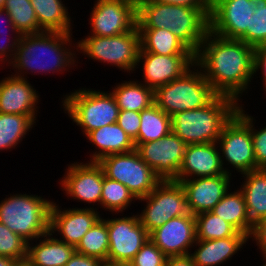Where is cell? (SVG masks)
I'll return each instance as SVG.
<instances>
[{
    "label": "cell",
    "mask_w": 266,
    "mask_h": 266,
    "mask_svg": "<svg viewBox=\"0 0 266 266\" xmlns=\"http://www.w3.org/2000/svg\"><path fill=\"white\" fill-rule=\"evenodd\" d=\"M195 64L218 95L229 96L240 104L242 96L252 89L254 48L241 40L209 30L195 54Z\"/></svg>",
    "instance_id": "1"
},
{
    "label": "cell",
    "mask_w": 266,
    "mask_h": 266,
    "mask_svg": "<svg viewBox=\"0 0 266 266\" xmlns=\"http://www.w3.org/2000/svg\"><path fill=\"white\" fill-rule=\"evenodd\" d=\"M73 36V33L45 31L21 35L15 58L9 65L15 72L12 74L26 78L30 72L32 75H62L64 71H72V67L78 66L80 58L77 57V42Z\"/></svg>",
    "instance_id": "2"
},
{
    "label": "cell",
    "mask_w": 266,
    "mask_h": 266,
    "mask_svg": "<svg viewBox=\"0 0 266 266\" xmlns=\"http://www.w3.org/2000/svg\"><path fill=\"white\" fill-rule=\"evenodd\" d=\"M210 10L211 8L139 0L137 27L138 29H168L196 54L210 30Z\"/></svg>",
    "instance_id": "3"
},
{
    "label": "cell",
    "mask_w": 266,
    "mask_h": 266,
    "mask_svg": "<svg viewBox=\"0 0 266 266\" xmlns=\"http://www.w3.org/2000/svg\"><path fill=\"white\" fill-rule=\"evenodd\" d=\"M210 31L257 48L266 45V0H211Z\"/></svg>",
    "instance_id": "4"
},
{
    "label": "cell",
    "mask_w": 266,
    "mask_h": 266,
    "mask_svg": "<svg viewBox=\"0 0 266 266\" xmlns=\"http://www.w3.org/2000/svg\"><path fill=\"white\" fill-rule=\"evenodd\" d=\"M239 106L233 98L217 95L202 108L173 115L172 132L187 145L217 142L223 127L237 113Z\"/></svg>",
    "instance_id": "5"
},
{
    "label": "cell",
    "mask_w": 266,
    "mask_h": 266,
    "mask_svg": "<svg viewBox=\"0 0 266 266\" xmlns=\"http://www.w3.org/2000/svg\"><path fill=\"white\" fill-rule=\"evenodd\" d=\"M9 195L0 201L1 223L27 242L49 233L52 200L30 192Z\"/></svg>",
    "instance_id": "6"
},
{
    "label": "cell",
    "mask_w": 266,
    "mask_h": 266,
    "mask_svg": "<svg viewBox=\"0 0 266 266\" xmlns=\"http://www.w3.org/2000/svg\"><path fill=\"white\" fill-rule=\"evenodd\" d=\"M61 98V107L84 137L91 131L117 122L119 107L110 91L81 87Z\"/></svg>",
    "instance_id": "7"
},
{
    "label": "cell",
    "mask_w": 266,
    "mask_h": 266,
    "mask_svg": "<svg viewBox=\"0 0 266 266\" xmlns=\"http://www.w3.org/2000/svg\"><path fill=\"white\" fill-rule=\"evenodd\" d=\"M218 94L194 64L180 78L154 90V104L170 117L209 104Z\"/></svg>",
    "instance_id": "8"
},
{
    "label": "cell",
    "mask_w": 266,
    "mask_h": 266,
    "mask_svg": "<svg viewBox=\"0 0 266 266\" xmlns=\"http://www.w3.org/2000/svg\"><path fill=\"white\" fill-rule=\"evenodd\" d=\"M140 34L136 26L132 31L112 37L87 35L77 41L78 55L92 59L94 62L115 66L120 71L136 72L140 52ZM81 53V54H80ZM135 71V72H133Z\"/></svg>",
    "instance_id": "9"
},
{
    "label": "cell",
    "mask_w": 266,
    "mask_h": 266,
    "mask_svg": "<svg viewBox=\"0 0 266 266\" xmlns=\"http://www.w3.org/2000/svg\"><path fill=\"white\" fill-rule=\"evenodd\" d=\"M243 107L244 104H240L237 113L223 127L217 140L223 169L229 175L235 170V173L241 175L257 170L252 145L251 114Z\"/></svg>",
    "instance_id": "10"
},
{
    "label": "cell",
    "mask_w": 266,
    "mask_h": 266,
    "mask_svg": "<svg viewBox=\"0 0 266 266\" xmlns=\"http://www.w3.org/2000/svg\"><path fill=\"white\" fill-rule=\"evenodd\" d=\"M142 201L144 208L137 212L139 222L148 233L179 216L192 215L183 186L174 180L161 181Z\"/></svg>",
    "instance_id": "11"
},
{
    "label": "cell",
    "mask_w": 266,
    "mask_h": 266,
    "mask_svg": "<svg viewBox=\"0 0 266 266\" xmlns=\"http://www.w3.org/2000/svg\"><path fill=\"white\" fill-rule=\"evenodd\" d=\"M97 163L106 177L122 183L137 199L148 196L162 181L136 150L110 154Z\"/></svg>",
    "instance_id": "12"
},
{
    "label": "cell",
    "mask_w": 266,
    "mask_h": 266,
    "mask_svg": "<svg viewBox=\"0 0 266 266\" xmlns=\"http://www.w3.org/2000/svg\"><path fill=\"white\" fill-rule=\"evenodd\" d=\"M114 215L111 219L101 217L108 229V266H127L149 239V233L139 222L137 214L128 217Z\"/></svg>",
    "instance_id": "13"
},
{
    "label": "cell",
    "mask_w": 266,
    "mask_h": 266,
    "mask_svg": "<svg viewBox=\"0 0 266 266\" xmlns=\"http://www.w3.org/2000/svg\"><path fill=\"white\" fill-rule=\"evenodd\" d=\"M91 9L88 35L112 37L132 31L137 26L135 0H95Z\"/></svg>",
    "instance_id": "14"
},
{
    "label": "cell",
    "mask_w": 266,
    "mask_h": 266,
    "mask_svg": "<svg viewBox=\"0 0 266 266\" xmlns=\"http://www.w3.org/2000/svg\"><path fill=\"white\" fill-rule=\"evenodd\" d=\"M86 162L67 164L68 168L66 167L63 177L58 182L59 188L67 198L84 202L88 204L87 208L94 209V206H98L99 209L104 171L97 162Z\"/></svg>",
    "instance_id": "15"
},
{
    "label": "cell",
    "mask_w": 266,
    "mask_h": 266,
    "mask_svg": "<svg viewBox=\"0 0 266 266\" xmlns=\"http://www.w3.org/2000/svg\"><path fill=\"white\" fill-rule=\"evenodd\" d=\"M141 159L162 180L178 176L187 144L172 131L163 138L146 143H134Z\"/></svg>",
    "instance_id": "16"
},
{
    "label": "cell",
    "mask_w": 266,
    "mask_h": 266,
    "mask_svg": "<svg viewBox=\"0 0 266 266\" xmlns=\"http://www.w3.org/2000/svg\"><path fill=\"white\" fill-rule=\"evenodd\" d=\"M101 217L102 215L96 207L94 209L87 208V206L62 209L53 200L50 209L49 232L59 241L76 248L82 237ZM58 236L60 237L58 238Z\"/></svg>",
    "instance_id": "17"
},
{
    "label": "cell",
    "mask_w": 266,
    "mask_h": 266,
    "mask_svg": "<svg viewBox=\"0 0 266 266\" xmlns=\"http://www.w3.org/2000/svg\"><path fill=\"white\" fill-rule=\"evenodd\" d=\"M194 64L195 55H159L139 52L136 70L139 68L142 69L139 71H143L141 73L143 81L139 82L156 90L158 87L180 78Z\"/></svg>",
    "instance_id": "18"
},
{
    "label": "cell",
    "mask_w": 266,
    "mask_h": 266,
    "mask_svg": "<svg viewBox=\"0 0 266 266\" xmlns=\"http://www.w3.org/2000/svg\"><path fill=\"white\" fill-rule=\"evenodd\" d=\"M149 239L166 257L190 255L196 243L195 216H179L149 233Z\"/></svg>",
    "instance_id": "19"
},
{
    "label": "cell",
    "mask_w": 266,
    "mask_h": 266,
    "mask_svg": "<svg viewBox=\"0 0 266 266\" xmlns=\"http://www.w3.org/2000/svg\"><path fill=\"white\" fill-rule=\"evenodd\" d=\"M40 96L27 78L9 74L0 80V113L26 115L38 122Z\"/></svg>",
    "instance_id": "20"
},
{
    "label": "cell",
    "mask_w": 266,
    "mask_h": 266,
    "mask_svg": "<svg viewBox=\"0 0 266 266\" xmlns=\"http://www.w3.org/2000/svg\"><path fill=\"white\" fill-rule=\"evenodd\" d=\"M232 175L198 177L180 182L184 188L192 215L211 211L231 189Z\"/></svg>",
    "instance_id": "21"
},
{
    "label": "cell",
    "mask_w": 266,
    "mask_h": 266,
    "mask_svg": "<svg viewBox=\"0 0 266 266\" xmlns=\"http://www.w3.org/2000/svg\"><path fill=\"white\" fill-rule=\"evenodd\" d=\"M223 174L225 171L217 142L188 144L178 176L174 181Z\"/></svg>",
    "instance_id": "22"
},
{
    "label": "cell",
    "mask_w": 266,
    "mask_h": 266,
    "mask_svg": "<svg viewBox=\"0 0 266 266\" xmlns=\"http://www.w3.org/2000/svg\"><path fill=\"white\" fill-rule=\"evenodd\" d=\"M248 242L249 237L196 240L192 248L193 250L196 249L191 251L190 256L196 266H221V264H226L225 262H231L233 256L242 251Z\"/></svg>",
    "instance_id": "23"
},
{
    "label": "cell",
    "mask_w": 266,
    "mask_h": 266,
    "mask_svg": "<svg viewBox=\"0 0 266 266\" xmlns=\"http://www.w3.org/2000/svg\"><path fill=\"white\" fill-rule=\"evenodd\" d=\"M95 150L90 152L88 162H98L110 154L128 153L135 150L133 139L117 124L113 123L91 131L86 136Z\"/></svg>",
    "instance_id": "24"
},
{
    "label": "cell",
    "mask_w": 266,
    "mask_h": 266,
    "mask_svg": "<svg viewBox=\"0 0 266 266\" xmlns=\"http://www.w3.org/2000/svg\"><path fill=\"white\" fill-rule=\"evenodd\" d=\"M75 251V247L59 241L50 232L27 244V258L34 266H65Z\"/></svg>",
    "instance_id": "25"
},
{
    "label": "cell",
    "mask_w": 266,
    "mask_h": 266,
    "mask_svg": "<svg viewBox=\"0 0 266 266\" xmlns=\"http://www.w3.org/2000/svg\"><path fill=\"white\" fill-rule=\"evenodd\" d=\"M239 189L242 192L250 222L266 218V169L242 174Z\"/></svg>",
    "instance_id": "26"
},
{
    "label": "cell",
    "mask_w": 266,
    "mask_h": 266,
    "mask_svg": "<svg viewBox=\"0 0 266 266\" xmlns=\"http://www.w3.org/2000/svg\"><path fill=\"white\" fill-rule=\"evenodd\" d=\"M39 27L45 32L73 33V17L64 0H30ZM72 17V18H71Z\"/></svg>",
    "instance_id": "27"
},
{
    "label": "cell",
    "mask_w": 266,
    "mask_h": 266,
    "mask_svg": "<svg viewBox=\"0 0 266 266\" xmlns=\"http://www.w3.org/2000/svg\"><path fill=\"white\" fill-rule=\"evenodd\" d=\"M233 191L230 189L220 200V202L211 210L219 218L228 222L238 232L250 236L253 224L250 222L245 199L237 187ZM232 190V191H231Z\"/></svg>",
    "instance_id": "28"
},
{
    "label": "cell",
    "mask_w": 266,
    "mask_h": 266,
    "mask_svg": "<svg viewBox=\"0 0 266 266\" xmlns=\"http://www.w3.org/2000/svg\"><path fill=\"white\" fill-rule=\"evenodd\" d=\"M138 30L140 34V52H150L159 55H195L168 29Z\"/></svg>",
    "instance_id": "29"
},
{
    "label": "cell",
    "mask_w": 266,
    "mask_h": 266,
    "mask_svg": "<svg viewBox=\"0 0 266 266\" xmlns=\"http://www.w3.org/2000/svg\"><path fill=\"white\" fill-rule=\"evenodd\" d=\"M123 82V83H122ZM111 86L110 92L120 110L141 112L154 104V90L137 79L123 81Z\"/></svg>",
    "instance_id": "30"
},
{
    "label": "cell",
    "mask_w": 266,
    "mask_h": 266,
    "mask_svg": "<svg viewBox=\"0 0 266 266\" xmlns=\"http://www.w3.org/2000/svg\"><path fill=\"white\" fill-rule=\"evenodd\" d=\"M36 122L29 116L0 113V152H11L22 143Z\"/></svg>",
    "instance_id": "31"
},
{
    "label": "cell",
    "mask_w": 266,
    "mask_h": 266,
    "mask_svg": "<svg viewBox=\"0 0 266 266\" xmlns=\"http://www.w3.org/2000/svg\"><path fill=\"white\" fill-rule=\"evenodd\" d=\"M171 117L152 104L140 112V127L134 143H146L163 138L172 131Z\"/></svg>",
    "instance_id": "32"
},
{
    "label": "cell",
    "mask_w": 266,
    "mask_h": 266,
    "mask_svg": "<svg viewBox=\"0 0 266 266\" xmlns=\"http://www.w3.org/2000/svg\"><path fill=\"white\" fill-rule=\"evenodd\" d=\"M76 252L95 257L108 266L109 236L107 223L100 218L82 237Z\"/></svg>",
    "instance_id": "33"
},
{
    "label": "cell",
    "mask_w": 266,
    "mask_h": 266,
    "mask_svg": "<svg viewBox=\"0 0 266 266\" xmlns=\"http://www.w3.org/2000/svg\"><path fill=\"white\" fill-rule=\"evenodd\" d=\"M133 201V202H132ZM138 199L130 192V190L122 183L110 179L104 175L103 189L101 193V207L102 210L109 211L113 214H122L129 209ZM125 210V211H124Z\"/></svg>",
    "instance_id": "34"
},
{
    "label": "cell",
    "mask_w": 266,
    "mask_h": 266,
    "mask_svg": "<svg viewBox=\"0 0 266 266\" xmlns=\"http://www.w3.org/2000/svg\"><path fill=\"white\" fill-rule=\"evenodd\" d=\"M196 240H214L228 237H248L238 232L228 222L219 218L211 211L195 215Z\"/></svg>",
    "instance_id": "35"
},
{
    "label": "cell",
    "mask_w": 266,
    "mask_h": 266,
    "mask_svg": "<svg viewBox=\"0 0 266 266\" xmlns=\"http://www.w3.org/2000/svg\"><path fill=\"white\" fill-rule=\"evenodd\" d=\"M4 9L9 13L15 29L21 35L44 32L39 27L30 0H6Z\"/></svg>",
    "instance_id": "36"
},
{
    "label": "cell",
    "mask_w": 266,
    "mask_h": 266,
    "mask_svg": "<svg viewBox=\"0 0 266 266\" xmlns=\"http://www.w3.org/2000/svg\"><path fill=\"white\" fill-rule=\"evenodd\" d=\"M0 21H5L7 24V26H5V28L7 27V31H4V27H0V67H2L1 69L3 70V67L5 69V64L7 69L14 60L21 34L15 29L9 13L4 8L0 9ZM0 26L4 25L0 24ZM8 32L11 35L10 37L8 36Z\"/></svg>",
    "instance_id": "37"
},
{
    "label": "cell",
    "mask_w": 266,
    "mask_h": 266,
    "mask_svg": "<svg viewBox=\"0 0 266 266\" xmlns=\"http://www.w3.org/2000/svg\"><path fill=\"white\" fill-rule=\"evenodd\" d=\"M27 244L20 235L0 222V256L12 260L27 257Z\"/></svg>",
    "instance_id": "38"
},
{
    "label": "cell",
    "mask_w": 266,
    "mask_h": 266,
    "mask_svg": "<svg viewBox=\"0 0 266 266\" xmlns=\"http://www.w3.org/2000/svg\"><path fill=\"white\" fill-rule=\"evenodd\" d=\"M166 256L148 239L127 266H163Z\"/></svg>",
    "instance_id": "39"
},
{
    "label": "cell",
    "mask_w": 266,
    "mask_h": 266,
    "mask_svg": "<svg viewBox=\"0 0 266 266\" xmlns=\"http://www.w3.org/2000/svg\"><path fill=\"white\" fill-rule=\"evenodd\" d=\"M256 119L251 116L252 145L257 165V170L266 169V124L265 127L256 128Z\"/></svg>",
    "instance_id": "40"
},
{
    "label": "cell",
    "mask_w": 266,
    "mask_h": 266,
    "mask_svg": "<svg viewBox=\"0 0 266 266\" xmlns=\"http://www.w3.org/2000/svg\"><path fill=\"white\" fill-rule=\"evenodd\" d=\"M116 123L134 140L139 133L140 112L120 110Z\"/></svg>",
    "instance_id": "41"
},
{
    "label": "cell",
    "mask_w": 266,
    "mask_h": 266,
    "mask_svg": "<svg viewBox=\"0 0 266 266\" xmlns=\"http://www.w3.org/2000/svg\"><path fill=\"white\" fill-rule=\"evenodd\" d=\"M249 241L256 244L258 251L261 252L259 253L262 255L261 257H266V218L257 221L253 225Z\"/></svg>",
    "instance_id": "42"
},
{
    "label": "cell",
    "mask_w": 266,
    "mask_h": 266,
    "mask_svg": "<svg viewBox=\"0 0 266 266\" xmlns=\"http://www.w3.org/2000/svg\"><path fill=\"white\" fill-rule=\"evenodd\" d=\"M254 75L257 76L258 72L262 74L261 78L263 83L264 94H266V45L254 48Z\"/></svg>",
    "instance_id": "43"
},
{
    "label": "cell",
    "mask_w": 266,
    "mask_h": 266,
    "mask_svg": "<svg viewBox=\"0 0 266 266\" xmlns=\"http://www.w3.org/2000/svg\"><path fill=\"white\" fill-rule=\"evenodd\" d=\"M65 266H106V264L95 257H89L75 251Z\"/></svg>",
    "instance_id": "44"
},
{
    "label": "cell",
    "mask_w": 266,
    "mask_h": 266,
    "mask_svg": "<svg viewBox=\"0 0 266 266\" xmlns=\"http://www.w3.org/2000/svg\"><path fill=\"white\" fill-rule=\"evenodd\" d=\"M155 2L183 5L195 8H211V0H153Z\"/></svg>",
    "instance_id": "45"
},
{
    "label": "cell",
    "mask_w": 266,
    "mask_h": 266,
    "mask_svg": "<svg viewBox=\"0 0 266 266\" xmlns=\"http://www.w3.org/2000/svg\"><path fill=\"white\" fill-rule=\"evenodd\" d=\"M165 266H196L190 255L167 257Z\"/></svg>",
    "instance_id": "46"
},
{
    "label": "cell",
    "mask_w": 266,
    "mask_h": 266,
    "mask_svg": "<svg viewBox=\"0 0 266 266\" xmlns=\"http://www.w3.org/2000/svg\"><path fill=\"white\" fill-rule=\"evenodd\" d=\"M11 266H34V264L27 258L15 259Z\"/></svg>",
    "instance_id": "47"
},
{
    "label": "cell",
    "mask_w": 266,
    "mask_h": 266,
    "mask_svg": "<svg viewBox=\"0 0 266 266\" xmlns=\"http://www.w3.org/2000/svg\"><path fill=\"white\" fill-rule=\"evenodd\" d=\"M12 263H13L12 259L0 256V266H11Z\"/></svg>",
    "instance_id": "48"
},
{
    "label": "cell",
    "mask_w": 266,
    "mask_h": 266,
    "mask_svg": "<svg viewBox=\"0 0 266 266\" xmlns=\"http://www.w3.org/2000/svg\"><path fill=\"white\" fill-rule=\"evenodd\" d=\"M6 0H0V9L4 8Z\"/></svg>",
    "instance_id": "49"
},
{
    "label": "cell",
    "mask_w": 266,
    "mask_h": 266,
    "mask_svg": "<svg viewBox=\"0 0 266 266\" xmlns=\"http://www.w3.org/2000/svg\"><path fill=\"white\" fill-rule=\"evenodd\" d=\"M262 258H263L262 262H263L264 264H262L261 266H266V257H262Z\"/></svg>",
    "instance_id": "50"
}]
</instances>
